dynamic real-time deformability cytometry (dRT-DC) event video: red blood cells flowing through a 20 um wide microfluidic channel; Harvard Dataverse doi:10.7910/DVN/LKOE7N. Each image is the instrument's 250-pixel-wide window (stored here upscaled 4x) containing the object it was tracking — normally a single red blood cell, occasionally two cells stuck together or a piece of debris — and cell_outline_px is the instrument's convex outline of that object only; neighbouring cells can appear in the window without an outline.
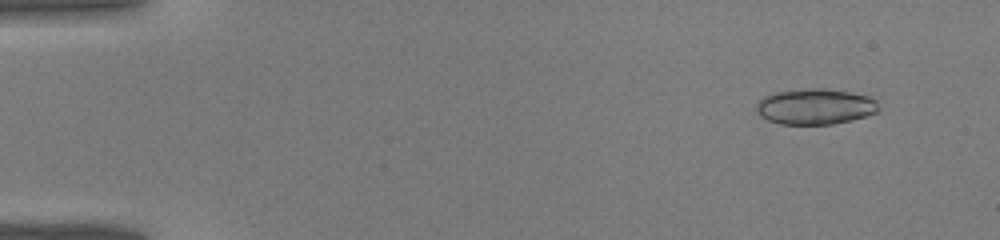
{"species": "common noctule bat (a hibernating species)", "species_latin": "Nyctalus noctula", "temperature_condition": "warm", "stored_images_in_passage": 42, "segment_of_instrument_passage": [1, 2], "camera_frame_rate_fps": 3000, "um_per_image_px": 0.085, "animal": {"sex": "male", "body_mass_g": 19.0, "forearm_length_mm": 50.8}, "frame": {"image": 1, "passage_image": 4, "time_ms": 1.0, "image_size_px": [1000, 240], "cell_outline_px": [[880, 108], [876, 112], [852, 120], [832, 124], [780, 124], [768, 120], [760, 116], [756, 112], [756, 104], [764, 96], [776, 92], [808, 88], [820, 88], [848, 92], [868, 96], [876, 100]], "centroid_in_image_um": [69.27, 9.06], "position_along_channel_um": 15.7, "area_um2": 25.37}}
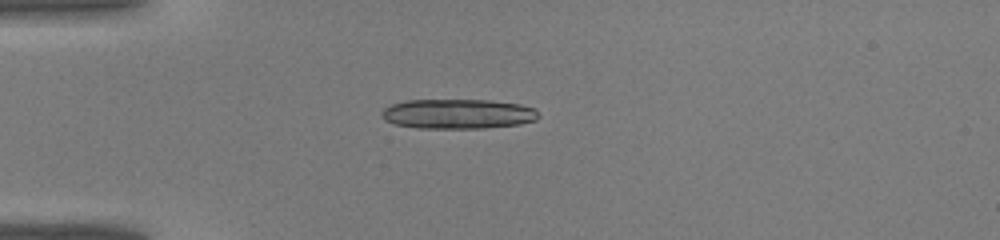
{"frame": {"image": 2, "passage_image": 12, "time_ms": 3.667, "image_size_px": [1000, 240], "cell_outline_px": [[540, 116], [536, 120], [520, 124], [484, 128], [416, 128], [392, 124], [384, 120], [380, 116], [380, 112], [384, 108], [392, 104], [404, 100], [488, 100], [520, 104], [536, 108]], "centroid_in_image_um": [38.9, 9.68], "position_along_channel_um": 46.1, "area_um2": 27.57}}